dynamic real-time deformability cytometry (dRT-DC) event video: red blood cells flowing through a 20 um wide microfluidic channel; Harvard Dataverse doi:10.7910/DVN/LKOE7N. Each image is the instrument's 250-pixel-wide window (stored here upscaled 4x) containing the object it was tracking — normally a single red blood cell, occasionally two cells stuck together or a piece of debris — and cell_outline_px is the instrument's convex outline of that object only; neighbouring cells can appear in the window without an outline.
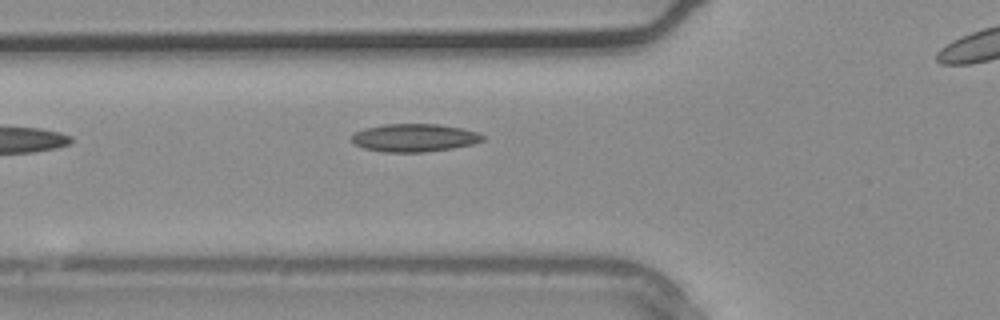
{"species": "common noctule bat (a hibernating species)", "species_latin": "Nyctalus noctula", "temperature_condition": "warm", "stored_images_in_passage": 5, "camera_frame_rate_fps": 3000, "um_per_image_px": 0.085, "animal": {"sex": "male", "body_mass_g": 20.4}, "frame": {"image": 1, "passage_image": 4, "time_ms": 1.0, "image_size_px": [1000, 320], "cell_outline_px": [[484, 140], [472, 144], [452, 148], [424, 152], [384, 152], [364, 148], [356, 144], [352, 140], [352, 136], [356, 132], [364, 128], [384, 124], [436, 124], [464, 128], [480, 132], [484, 136]], "centroid_in_image_um": [35.26, 11.7], "position_along_channel_um": 90.5, "area_um2": 21.33}}